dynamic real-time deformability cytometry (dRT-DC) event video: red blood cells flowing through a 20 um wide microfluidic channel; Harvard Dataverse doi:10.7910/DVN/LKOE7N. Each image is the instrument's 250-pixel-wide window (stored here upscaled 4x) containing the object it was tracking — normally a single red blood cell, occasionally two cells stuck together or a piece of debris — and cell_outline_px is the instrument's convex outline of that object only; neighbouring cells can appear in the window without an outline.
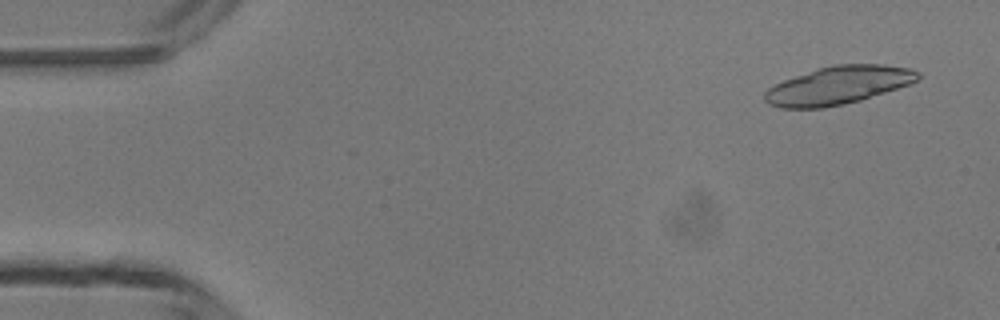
{"species": "common noctule bat (a hibernating species)", "species_latin": "Nyctalus noctula", "temperature_condition": "room temperature", "stored_images_in_passage": 4, "camera_frame_rate_fps": 3000, "um_per_image_px": 0.085, "animal": {"sex": "male", "body_mass_g": 13.3}, "frame": {"image": 1, "passage_image": 1, "time_ms": 0.0, "image_size_px": [1000, 320], "cell_outline_px": [[920, 76], [916, 80], [908, 84], [860, 100], [844, 104], [824, 108], [780, 108], [768, 104], [764, 100], [764, 92], [768, 88], [784, 80], [816, 68], [832, 64], [884, 64], [912, 68], [920, 72]], "centroid_in_image_um": [71.23, 7.24], "position_along_channel_um": 13.8, "area_um2": 33.99}}